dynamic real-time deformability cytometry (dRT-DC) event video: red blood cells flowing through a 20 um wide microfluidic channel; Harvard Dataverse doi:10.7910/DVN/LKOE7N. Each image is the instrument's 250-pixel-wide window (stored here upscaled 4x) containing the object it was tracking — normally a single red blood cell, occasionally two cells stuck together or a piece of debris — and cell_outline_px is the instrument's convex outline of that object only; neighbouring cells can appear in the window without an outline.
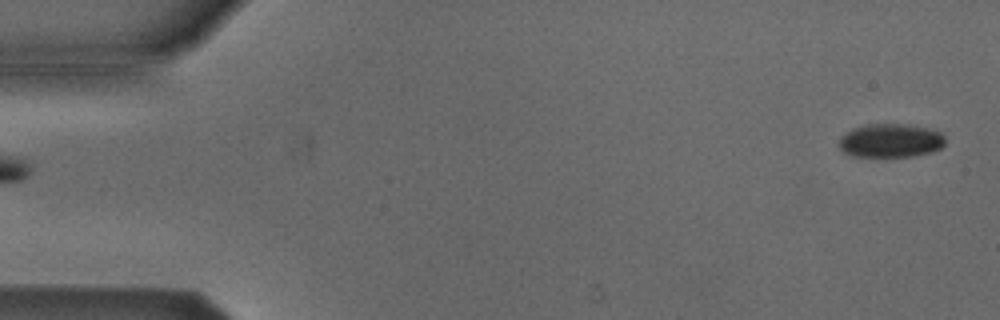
{"species": "Egyptian fruit bat (a non-hibernating species)", "species_latin": "Rousettus aegyptiacus", "temperature_condition": "cold", "stored_images_in_passage": 6, "camera_frame_rate_fps": 3000, "um_per_image_px": 0.085, "animal": {"sex": "male"}, "frame": {"image": 1, "passage_image": 1, "time_ms": 0.0, "image_size_px": [1000, 320], "cell_outline_px": [[944, 144], [940, 148], [932, 152], [912, 156], [852, 156], [844, 152], [840, 148], [840, 136], [852, 128], [864, 124], [908, 124], [928, 128], [940, 132], [944, 136]], "centroid_in_image_um": [75.69, 11.94], "position_along_channel_um": 9.3, "area_um2": 20.87}}
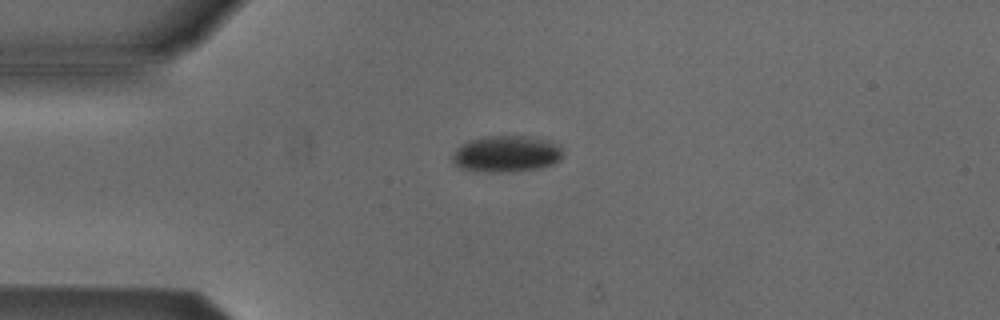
{"frame": {"image": 2, "passage_image": 4, "time_ms": 3.667, "image_size_px": [1000, 320], "cell_outline_px": [[564, 156], [560, 160], [552, 164], [540, 168], [512, 172], [472, 172], [460, 168], [452, 160], [452, 156], [456, 148], [460, 144], [468, 140], [484, 136], [524, 136], [544, 140], [560, 144]], "centroid_in_image_um": [43.02, 13.09], "position_along_channel_um": 42.0, "area_um2": 23.87}}
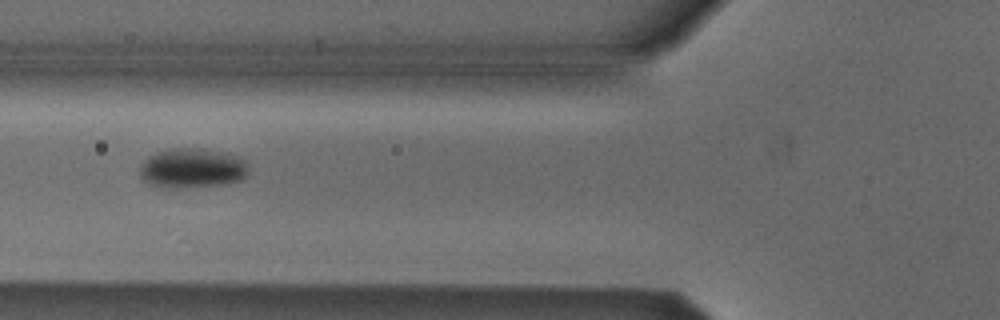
{"frame": {"image": 3, "passage_image": 6, "time_ms": 6.0, "image_size_px": [1000, 320], "cell_outline_px": [[248, 172], [240, 180], [224, 184], [176, 188], [156, 188], [148, 184], [140, 176], [140, 164], [148, 156], [156, 152], [168, 148], [200, 148], [224, 152], [236, 156], [244, 160], [248, 164]], "centroid_in_image_um": [16.28, 14.29], "position_along_channel_um": 109.5, "area_um2": 25.49}}